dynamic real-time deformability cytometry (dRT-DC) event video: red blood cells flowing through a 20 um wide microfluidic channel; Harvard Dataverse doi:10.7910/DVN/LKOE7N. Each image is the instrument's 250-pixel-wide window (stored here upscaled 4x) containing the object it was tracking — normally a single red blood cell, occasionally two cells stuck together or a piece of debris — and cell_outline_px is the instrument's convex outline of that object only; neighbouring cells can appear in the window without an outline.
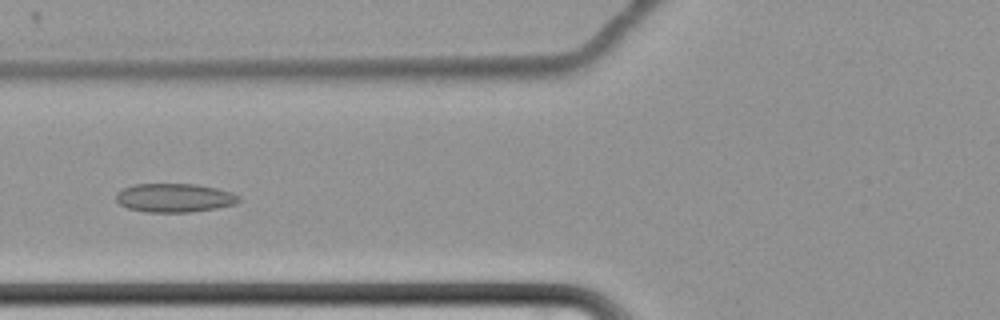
{"species": "common noctule bat (a hibernating species)", "species_latin": "Nyctalus noctula", "temperature_condition": "cold", "stored_images_in_passage": 66, "camera_frame_rate_fps": 3000, "um_per_image_px": 0.085, "animal": {"sex": "female", "body_mass_g": 22.7, "forearm_length_mm": 54.2}, "frame": {"image": 1, "passage_image": 30, "time_ms": 9.667, "image_size_px": [1000, 320], "cell_outline_px": [[240, 200], [236, 204], [216, 208], [188, 212], [148, 212], [128, 208], [120, 204], [116, 200], [116, 192], [132, 184], [196, 184], [216, 188], [232, 192], [240, 196]], "centroid_in_image_um": [14.83, 16.81], "position_along_channel_um": 111.0, "area_um2": 20.58}}
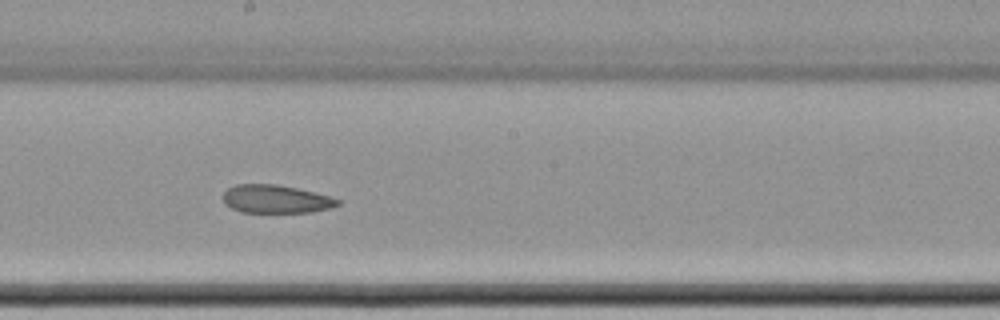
{"frame": {"image": 2, "passage_image": 40, "time_ms": 13.0, "image_size_px": [1000, 320], "cell_outline_px": [[340, 204], [332, 208], [308, 212], [240, 212], [224, 204], [224, 192], [228, 188], [236, 184], [276, 184], [296, 188], [328, 196], [340, 200]], "centroid_in_image_um": [23.43, 16.92], "position_along_channel_um": 224.8, "area_um2": 18.67}}
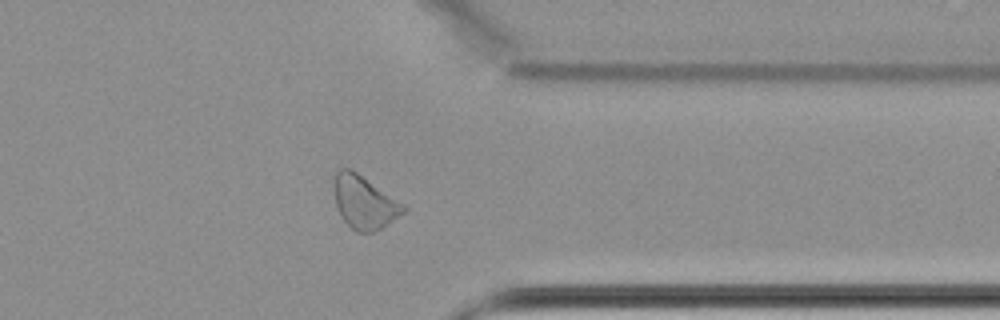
{"frame": {"image": 3, "passage_image": 54, "time_ms": 17.667, "image_size_px": [1000, 320], "cell_outline_px": [[408, 208], [404, 212], [380, 228], [372, 232], [356, 232], [344, 220], [336, 204], [332, 176], [340, 168], [348, 168], [356, 172], [404, 204]], "centroid_in_image_um": [30.93, 17.17], "position_along_channel_um": 380.5, "area_um2": 21.04}, "authors_computed_cell_mechanics": {"area_um2": 22.9177, "velocity_mm_per_s": 3.4166, "shape_relaxation_time_tau1_ms": null, "shape_relaxation_time_tau2_ms": 5.8787, "deformation_change_tau1": null, "deformation_change_tau2": 0.1196}}